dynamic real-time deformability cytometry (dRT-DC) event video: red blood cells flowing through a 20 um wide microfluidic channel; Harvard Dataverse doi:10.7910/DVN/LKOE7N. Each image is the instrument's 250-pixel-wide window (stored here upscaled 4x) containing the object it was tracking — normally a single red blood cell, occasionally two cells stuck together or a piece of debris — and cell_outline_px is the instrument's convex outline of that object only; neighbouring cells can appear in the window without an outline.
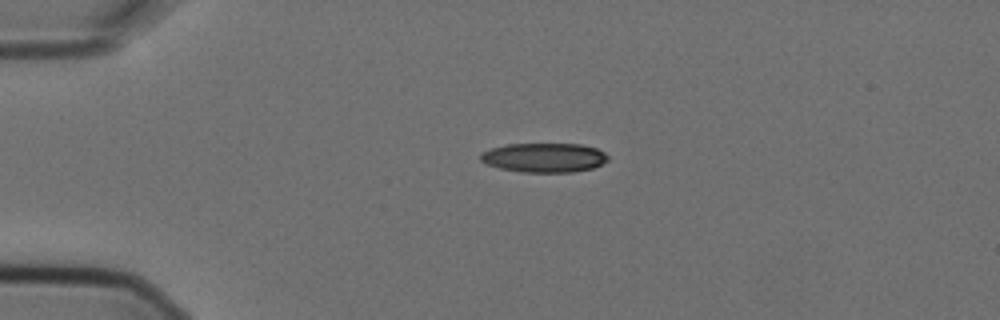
{"species": "Egyptian fruit bat (a non-hibernating species)", "species_latin": "Rousettus aegyptiacus", "temperature_condition": "cold", "stored_images_in_passage": 2, "camera_frame_rate_fps": 3000, "um_per_image_px": 0.085, "animal": {"sex": "female"}, "frame": {"image": 1, "passage_image": 1, "time_ms": 0.0, "image_size_px": [1000, 320], "cell_outline_px": [[608, 160], [592, 168], [572, 172], [524, 172], [500, 168], [484, 164], [480, 160], [480, 152], [504, 144], [580, 144], [596, 148], [604, 152], [608, 156]], "centroid_in_image_um": [46.21, 13.39], "position_along_channel_um": 38.8, "area_um2": 21.79}}